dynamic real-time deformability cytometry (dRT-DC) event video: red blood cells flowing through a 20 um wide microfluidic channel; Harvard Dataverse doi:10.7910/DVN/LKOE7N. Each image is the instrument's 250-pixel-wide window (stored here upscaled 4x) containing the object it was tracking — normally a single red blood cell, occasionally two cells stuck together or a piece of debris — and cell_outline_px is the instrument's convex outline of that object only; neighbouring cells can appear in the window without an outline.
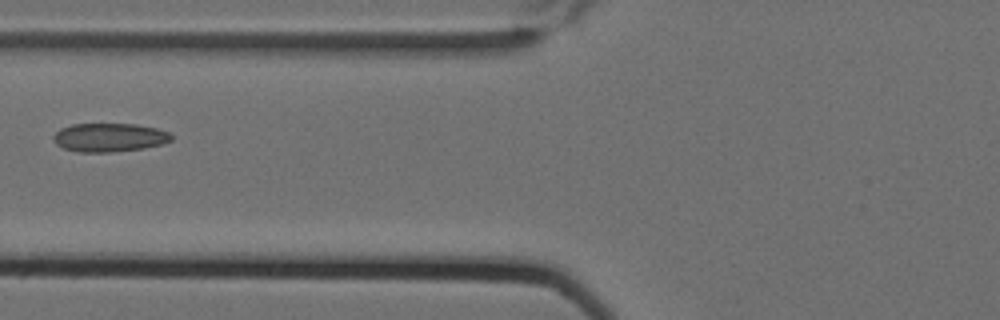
{"species": "Egyptian fruit bat (a non-hibernating species)", "species_latin": "Rousettus aegyptiacus", "temperature_condition": "cold", "stored_images_in_passage": 8, "camera_frame_rate_fps": 3000, "um_per_image_px": 0.085, "animal": {"sex": "female"}, "frame": {"image": 1, "passage_image": 6, "time_ms": 1.667, "image_size_px": [1000, 320], "cell_outline_px": [[172, 140], [160, 144], [144, 148], [112, 152], [76, 152], [64, 148], [56, 144], [52, 140], [52, 136], [60, 128], [72, 124], [136, 124], [156, 128], [168, 132], [172, 136]], "centroid_in_image_um": [9.25, 11.68], "position_along_channel_um": 116.5, "area_um2": 19.71}}
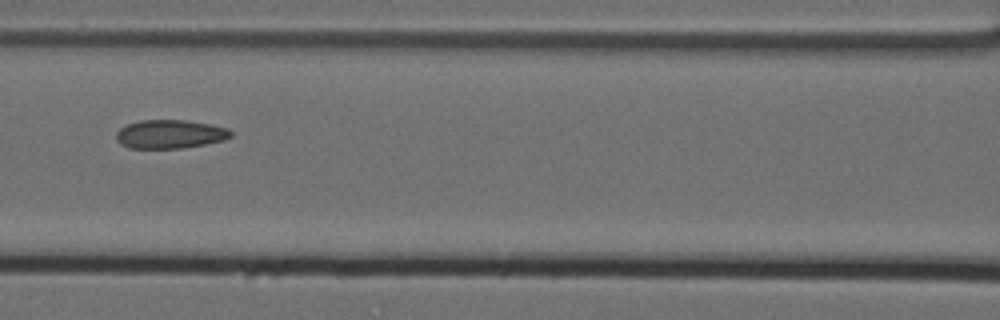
{"frame": {"image": 2, "passage_image": 7, "time_ms": 2.0, "image_size_px": [1000, 320], "cell_outline_px": [[232, 136], [224, 140], [184, 148], [128, 148], [120, 144], [116, 140], [116, 132], [120, 128], [128, 124], [140, 120], [184, 120], [212, 124], [228, 128], [232, 132]], "centroid_in_image_um": [14.45, 11.4], "position_along_channel_um": 152.2, "area_um2": 19.25}}
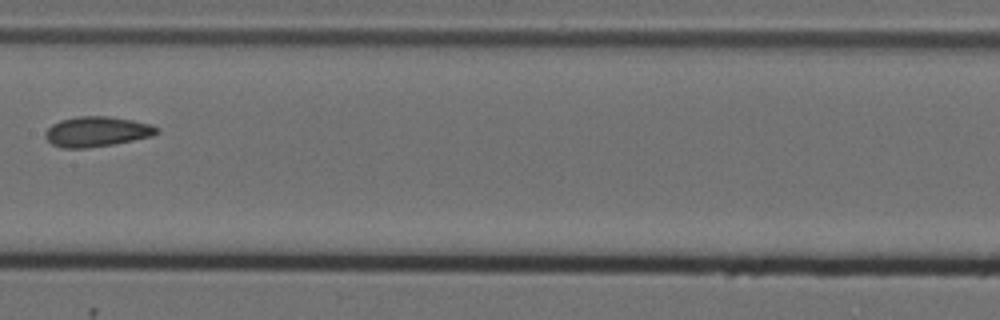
{"frame": {"image": 3, "passage_image": 8, "time_ms": 2.333, "image_size_px": [1000, 320], "cell_outline_px": [[160, 132], [152, 136], [112, 144], [88, 148], [60, 148], [52, 144], [44, 136], [44, 132], [52, 124], [60, 120], [76, 116], [112, 116], [152, 124], [160, 128]], "centroid_in_image_um": [8.23, 11.18], "position_along_channel_um": 199.2, "area_um2": 19.77}}